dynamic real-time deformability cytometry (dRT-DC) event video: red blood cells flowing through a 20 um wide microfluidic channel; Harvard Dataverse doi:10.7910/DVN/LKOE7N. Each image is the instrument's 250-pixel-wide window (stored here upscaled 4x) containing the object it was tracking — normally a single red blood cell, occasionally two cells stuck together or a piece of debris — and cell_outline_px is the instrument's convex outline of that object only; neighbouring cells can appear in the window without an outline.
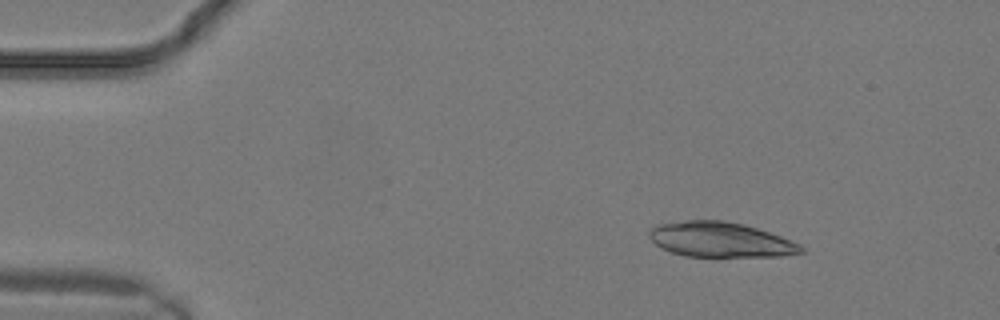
{"species": "common noctule bat (a hibernating species)", "species_latin": "Nyctalus noctula", "temperature_condition": "warm", "stored_images_in_passage": 5, "camera_frame_rate_fps": 3000, "um_per_image_px": 0.085, "animal": {"sex": "male", "body_mass_g": 19.2, "forearm_length_mm": 51.8}, "frame": {"image": 1, "passage_image": 1, "time_ms": 0.0, "image_size_px": [1000, 320], "cell_outline_px": [[804, 252], [780, 256], [684, 256], [672, 252], [656, 244], [648, 236], [648, 228], [656, 224], [688, 220], [724, 220], [744, 224], [780, 236], [800, 244], [804, 248]], "centroid_in_image_um": [61.2, 20.36], "position_along_channel_um": 23.8, "area_um2": 30.87}}